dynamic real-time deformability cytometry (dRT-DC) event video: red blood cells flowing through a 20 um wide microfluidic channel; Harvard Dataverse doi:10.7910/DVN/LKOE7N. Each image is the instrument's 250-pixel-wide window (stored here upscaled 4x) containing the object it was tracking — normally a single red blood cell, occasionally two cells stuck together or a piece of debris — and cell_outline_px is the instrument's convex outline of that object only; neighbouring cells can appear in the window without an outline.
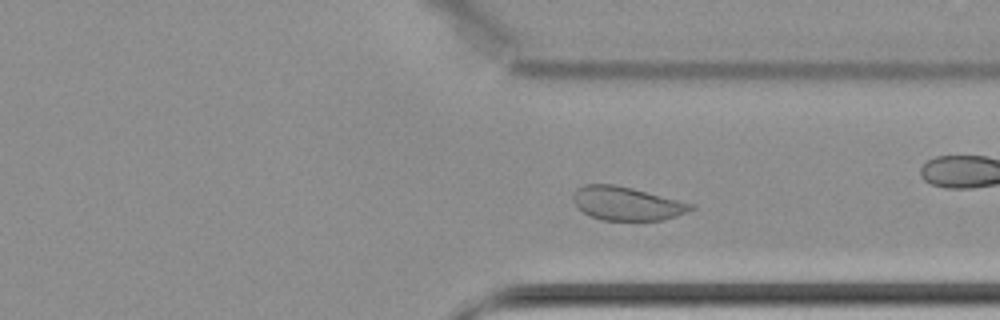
{"species": "common noctule bat (a hibernating species)", "species_latin": "Nyctalus noctula", "temperature_condition": "cold", "stored_images_in_passage": 55, "camera_frame_rate_fps": 3000, "um_per_image_px": 0.085, "animal": {"sex": "female", "body_mass_g": 22.7, "forearm_length_mm": 54.2}, "frame": {"image": 1, "passage_image": 40, "time_ms": 13.0, "image_size_px": [1000, 320], "cell_outline_px": [[696, 208], [688, 212], [664, 220], [604, 220], [592, 216], [576, 208], [572, 200], [572, 196], [576, 188], [584, 184], [612, 184], [632, 188], [696, 204]], "centroid_in_image_um": [53.28, 17.29], "position_along_channel_um": 358.1, "area_um2": 23.24}, "authors_computed_cell_mechanics": {"area_um2": 25.6054, "velocity_mm_per_s": 3.411, "shape_relaxation_time_tau1_ms": null, "shape_relaxation_time_tau2_ms": 2.2419, "deformation_change_tau1": null, "deformation_change_tau2": 0.0685}}